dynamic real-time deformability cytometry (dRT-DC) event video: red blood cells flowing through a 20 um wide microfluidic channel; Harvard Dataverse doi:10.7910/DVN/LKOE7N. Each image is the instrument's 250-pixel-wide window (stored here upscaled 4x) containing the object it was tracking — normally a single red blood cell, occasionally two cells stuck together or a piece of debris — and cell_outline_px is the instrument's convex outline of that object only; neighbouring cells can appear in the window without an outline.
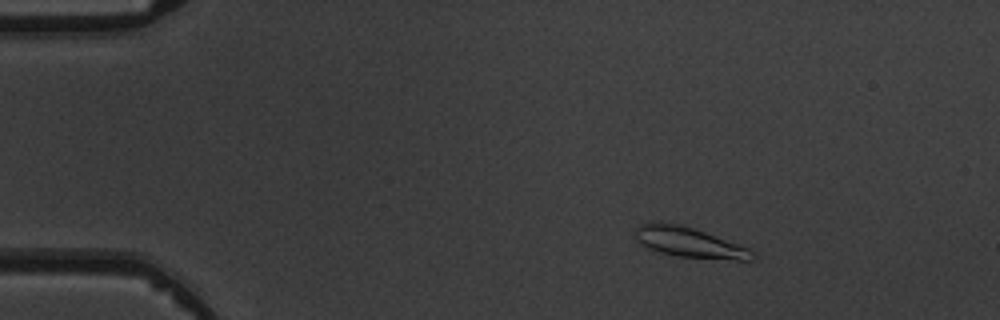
{"species": "common noctule bat (a hibernating species)", "species_latin": "Nyctalus noctula", "temperature_condition": "warm", "stored_images_in_passage": 4, "camera_frame_rate_fps": 3000, "um_per_image_px": 0.085, "animal": {"sex": "male", "body_mass_g": 19.5, "forearm_length_mm": 54.6}, "frame": {"image": 1, "passage_image": 2, "time_ms": 1.333, "image_size_px": [1000, 320], "cell_outline_px": [[756, 256], [752, 260], [736, 260], [676, 256], [652, 252], [644, 248], [636, 240], [636, 228], [640, 224], [652, 220], [660, 220], [680, 224], [704, 232], [748, 248], [756, 252]], "centroid_in_image_um": [58.49, 20.59], "position_along_channel_um": 26.5, "area_um2": 21.1}}